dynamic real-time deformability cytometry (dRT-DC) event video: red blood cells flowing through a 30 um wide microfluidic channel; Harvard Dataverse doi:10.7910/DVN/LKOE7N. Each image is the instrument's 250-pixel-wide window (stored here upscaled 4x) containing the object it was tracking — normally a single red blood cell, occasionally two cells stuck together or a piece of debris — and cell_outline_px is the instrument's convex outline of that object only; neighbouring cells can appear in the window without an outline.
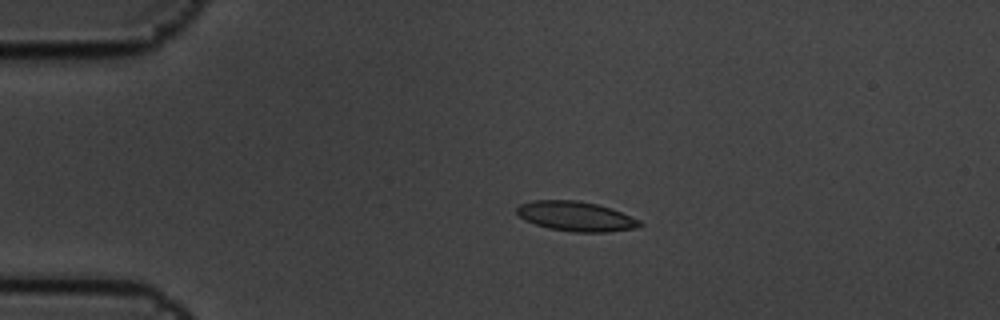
{"species": "common noctule bat (a hibernating species)", "species_latin": "Nyctalus noctula", "temperature_condition": "cold", "stored_images_in_passage": 4, "camera_frame_rate_fps": 3000, "um_per_image_px": 0.085, "animal": {"sex": "male", "body_mass_g": 19.5, "forearm_length_mm": 54.6}, "frame": {"image": 1, "passage_image": 2, "time_ms": 0.333, "image_size_px": [1000, 320], "cell_outline_px": [[644, 224], [636, 228], [604, 232], [572, 232], [548, 228], [524, 220], [516, 212], [516, 208], [520, 204], [532, 200], [576, 200], [596, 204], [612, 208], [640, 220]], "centroid_in_image_um": [48.95, 18.38], "position_along_channel_um": 36.1, "area_um2": 21.33}}